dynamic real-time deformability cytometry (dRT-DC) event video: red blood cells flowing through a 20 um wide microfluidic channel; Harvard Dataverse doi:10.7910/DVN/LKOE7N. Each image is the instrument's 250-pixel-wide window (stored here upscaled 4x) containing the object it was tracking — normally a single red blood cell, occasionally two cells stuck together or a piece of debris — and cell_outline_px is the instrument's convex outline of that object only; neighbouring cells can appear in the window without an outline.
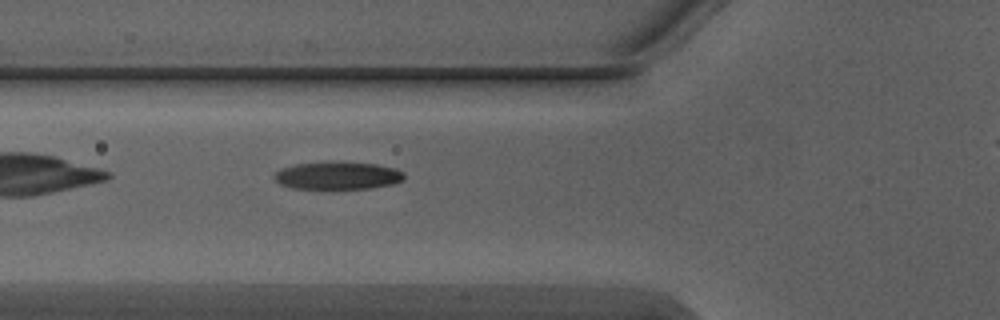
{"species": "Egyptian fruit bat (a non-hibernating species)", "species_latin": "Rousettus aegyptiacus", "temperature_condition": "warm", "stored_images_in_passage": 5, "segment_of_instrument_passage": [1, 2], "camera_frame_rate_fps": 3000, "um_per_image_px": 0.085, "animal": {"sex": "male"}, "frame": {"image": 1, "passage_image": 4, "time_ms": 1.0, "image_size_px": [1000, 320], "cell_outline_px": [[404, 180], [392, 184], [372, 188], [292, 188], [280, 184], [272, 176], [280, 168], [296, 164], [328, 160], [332, 160], [376, 164], [396, 168], [404, 172]], "centroid_in_image_um": [28.7, 14.89], "position_along_channel_um": 97.1, "area_um2": 21.33}}